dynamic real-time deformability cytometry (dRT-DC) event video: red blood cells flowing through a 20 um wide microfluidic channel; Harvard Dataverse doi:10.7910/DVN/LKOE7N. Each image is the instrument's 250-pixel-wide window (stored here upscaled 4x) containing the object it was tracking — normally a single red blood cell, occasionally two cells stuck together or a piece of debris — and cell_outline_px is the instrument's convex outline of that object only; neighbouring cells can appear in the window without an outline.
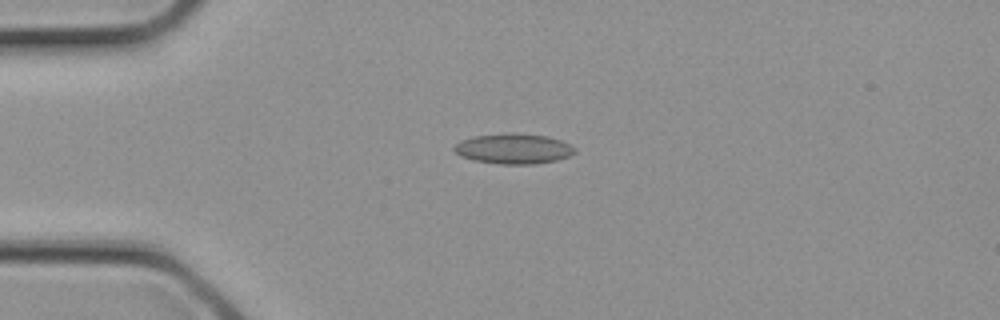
{"species": "common noctule bat (a hibernating species)", "species_latin": "Nyctalus noctula", "temperature_condition": "cold", "stored_images_in_passage": 3, "camera_frame_rate_fps": 3000, "um_per_image_px": 0.085, "animal": {"sex": "female", "body_mass_g": 21.9}, "frame": {"image": 1, "passage_image": 3, "time_ms": 0.667, "image_size_px": [1000, 320], "cell_outline_px": [[576, 152], [568, 156], [556, 160], [532, 164], [500, 164], [472, 160], [460, 156], [452, 148], [460, 140], [472, 136], [508, 132], [512, 132], [548, 136], [560, 140], [576, 148]], "centroid_in_image_um": [43.61, 12.63], "position_along_channel_um": 41.4, "area_um2": 21.44}}